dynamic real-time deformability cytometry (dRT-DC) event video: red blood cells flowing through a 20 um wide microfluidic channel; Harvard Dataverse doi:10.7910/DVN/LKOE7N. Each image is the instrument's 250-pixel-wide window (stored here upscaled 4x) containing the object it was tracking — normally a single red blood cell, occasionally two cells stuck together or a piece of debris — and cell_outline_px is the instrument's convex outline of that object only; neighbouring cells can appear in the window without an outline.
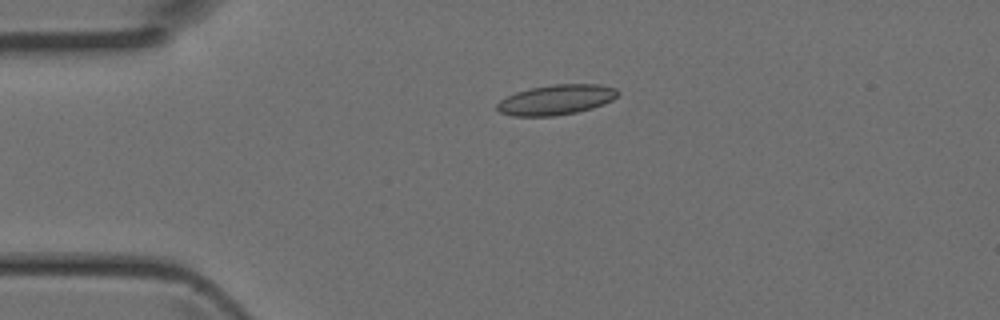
{"species": "Egyptian fruit bat (a non-hibernating species)", "species_latin": "Rousettus aegyptiacus", "temperature_condition": "room temperature", "stored_images_in_passage": 5, "camera_frame_rate_fps": 3000, "um_per_image_px": 0.085, "animal": {"sex": "female"}, "frame": {"image": 1, "passage_image": 4, "time_ms": 1.0, "image_size_px": [1000, 320], "cell_outline_px": [[620, 92], [612, 100], [604, 104], [592, 108], [576, 112], [552, 116], [512, 116], [500, 112], [496, 108], [496, 104], [500, 100], [516, 92], [532, 88], [552, 84], [600, 84], [616, 88]], "centroid_in_image_um": [47.28, 8.47], "position_along_channel_um": 37.7, "area_um2": 21.15}}